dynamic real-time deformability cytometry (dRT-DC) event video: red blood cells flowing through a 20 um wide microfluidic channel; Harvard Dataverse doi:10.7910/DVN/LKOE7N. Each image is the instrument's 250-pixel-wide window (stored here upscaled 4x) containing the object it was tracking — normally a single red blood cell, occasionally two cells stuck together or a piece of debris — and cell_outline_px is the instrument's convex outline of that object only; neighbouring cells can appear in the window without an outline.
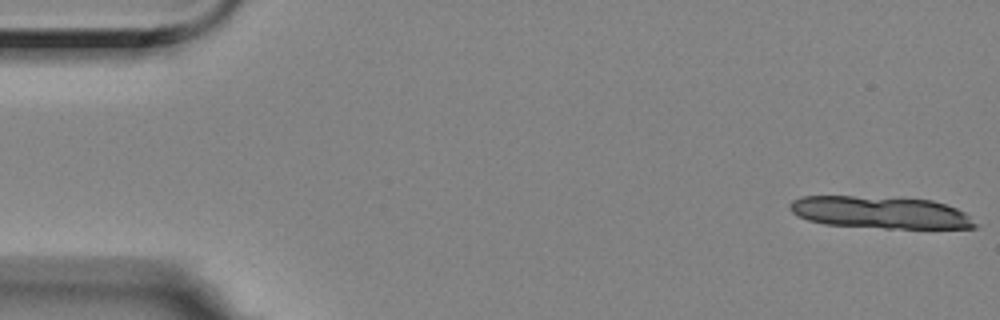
{"species": "Egyptian fruit bat (a non-hibernating species)", "species_latin": "Rousettus aegyptiacus", "temperature_condition": "room temperature", "stored_images_in_passage": 12, "camera_frame_rate_fps": 3000, "um_per_image_px": 0.085, "animal": {"sex": "female"}, "frame": {"image": 1, "passage_image": 1, "time_ms": 0.0, "image_size_px": [1000, 320], "cell_outline_px": [[980, 224], [976, 228], [884, 228], [824, 224], [808, 220], [796, 216], [788, 208], [788, 204], [792, 200], [800, 196], [852, 196], [932, 200], [956, 208], [964, 212]], "centroid_in_image_um": [74.8, 18.06], "position_along_channel_um": 10.2, "area_um2": 34.8}}